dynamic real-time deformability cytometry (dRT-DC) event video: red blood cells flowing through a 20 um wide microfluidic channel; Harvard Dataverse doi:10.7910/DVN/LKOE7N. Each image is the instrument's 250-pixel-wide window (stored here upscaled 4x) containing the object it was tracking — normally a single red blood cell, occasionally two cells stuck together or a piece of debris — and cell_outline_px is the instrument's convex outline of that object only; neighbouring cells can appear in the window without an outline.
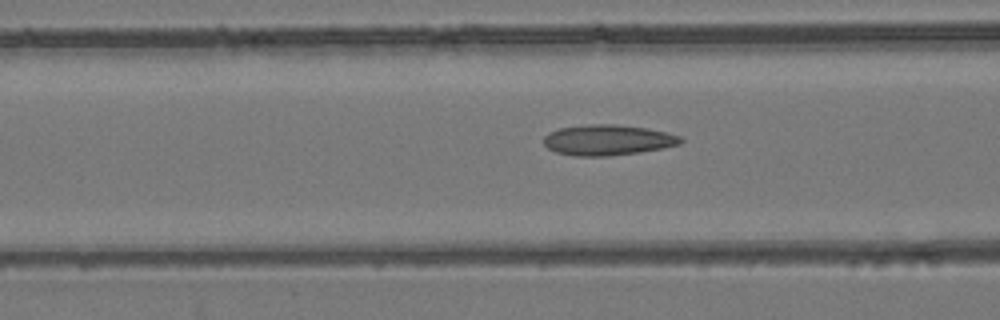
{"species": "common noctule bat (a hibernating species)", "species_latin": "Nyctalus noctula", "temperature_condition": "room temperature", "stored_images_in_passage": 38, "camera_frame_rate_fps": 3000, "um_per_image_px": 0.085, "animal": {"sex": "female", "body_mass_g": 24.6, "forearm_length_mm": 56.2}, "frame": {"image": 1, "passage_image": 10, "time_ms": 3.0, "image_size_px": [1000, 320], "cell_outline_px": [[684, 140], [680, 144], [640, 152], [608, 156], [576, 156], [556, 152], [548, 148], [544, 144], [544, 136], [548, 132], [560, 128], [588, 124], [616, 124], [648, 128], [668, 132], [680, 136]], "centroid_in_image_um": [51.66, 11.89], "position_along_channel_um": 114.9, "area_um2": 24.45}}
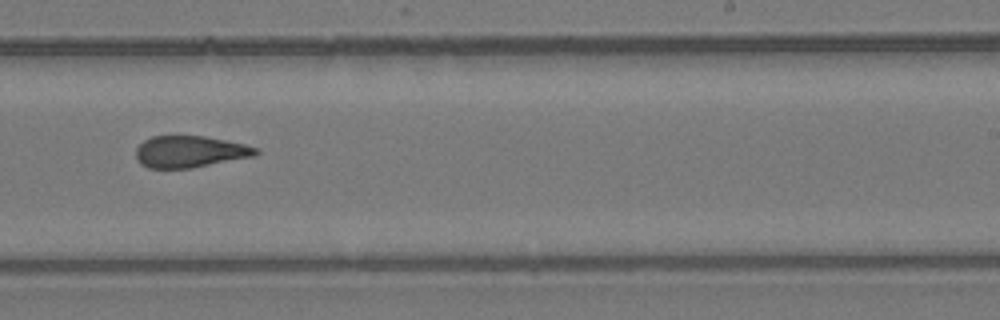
{"frame": {"image": 2, "passage_image": 22, "time_ms": 7.0, "image_size_px": [1000, 320], "cell_outline_px": [[260, 152], [256, 156], [192, 168], [148, 168], [140, 164], [136, 160], [136, 148], [144, 140], [152, 136], [204, 136], [244, 144], [260, 148]], "centroid_in_image_um": [16.16, 12.9], "position_along_channel_um": 272.8, "area_um2": 22.31}}
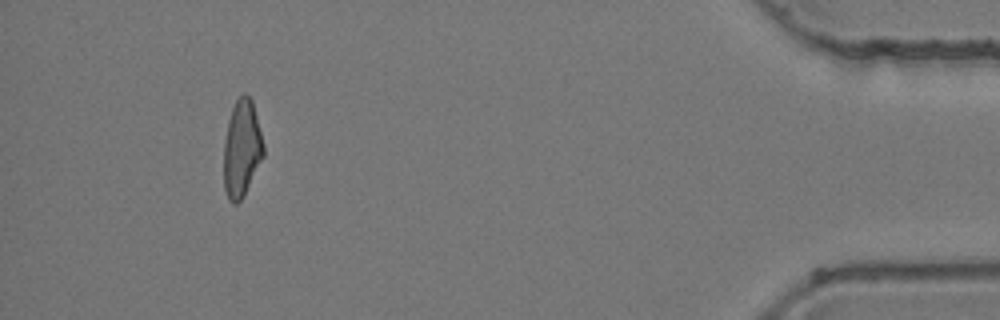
{"frame": {"image": 3, "passage_image": 38, "time_ms": 12.333, "image_size_px": [1000, 320], "cell_outline_px": [[264, 156], [244, 196], [236, 204], [232, 204], [228, 200], [224, 188], [224, 140], [228, 120], [232, 108], [236, 100], [244, 92], [252, 100], [264, 144]], "centroid_in_image_um": [20.55, 12.65], "position_along_channel_um": 414.7, "area_um2": 22.6}, "authors_computed_cell_mechanics": {"area_um2": 22.8599, "velocity_mm_per_s": 3.9486, "shape_relaxation_time_tau1_ms": null, "shape_relaxation_time_tau2_ms": 2.6956, "deformation_change_tau1": null, "deformation_change_tau2": 0.1163}}